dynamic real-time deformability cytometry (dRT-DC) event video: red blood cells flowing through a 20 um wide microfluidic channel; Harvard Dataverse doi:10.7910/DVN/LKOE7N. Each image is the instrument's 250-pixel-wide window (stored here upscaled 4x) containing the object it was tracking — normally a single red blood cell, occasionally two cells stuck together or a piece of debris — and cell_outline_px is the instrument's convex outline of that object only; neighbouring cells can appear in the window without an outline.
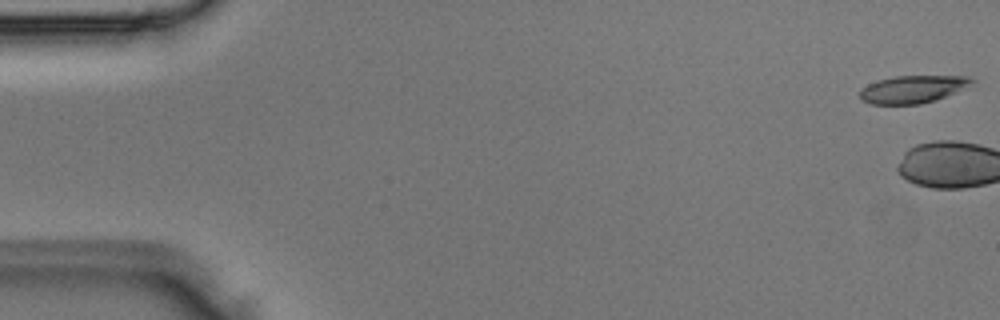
{"species": "Egyptian fruit bat (a non-hibernating species)", "species_latin": "Rousettus aegyptiacus", "temperature_condition": "room temperature", "stored_images_in_passage": 5, "camera_frame_rate_fps": 3000, "um_per_image_px": 0.085, "animal": {"sex": "male"}, "frame": {"image": 1, "passage_image": 1, "time_ms": 0.0, "image_size_px": [1000, 320], "cell_outline_px": [[976, 80], [936, 100], [920, 104], [872, 104], [860, 100], [860, 88], [868, 84], [880, 80], [896, 76], [968, 76]], "centroid_in_image_um": [77.49, 7.59], "position_along_channel_um": 7.5, "area_um2": 17.57}}